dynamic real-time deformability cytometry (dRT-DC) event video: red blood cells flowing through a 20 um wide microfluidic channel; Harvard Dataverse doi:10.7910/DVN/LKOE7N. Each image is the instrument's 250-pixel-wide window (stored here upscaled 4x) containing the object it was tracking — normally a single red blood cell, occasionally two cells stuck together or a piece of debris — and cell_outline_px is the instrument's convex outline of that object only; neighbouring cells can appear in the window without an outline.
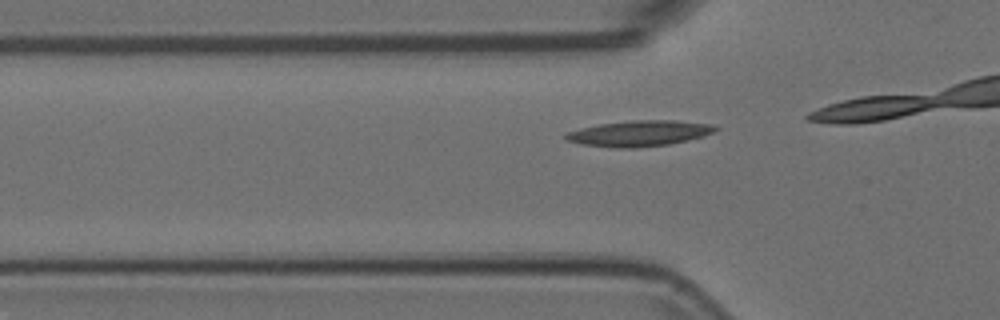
{"species": "Egyptian fruit bat (a non-hibernating species)", "species_latin": "Rousettus aegyptiacus", "temperature_condition": "room temperature", "stored_images_in_passage": 15, "camera_frame_rate_fps": 3000, "um_per_image_px": 0.085, "animal": {"sex": "female"}, "frame": {"image": 1, "passage_image": 12, "time_ms": 3.667, "image_size_px": [1000, 320], "cell_outline_px": [[720, 128], [704, 136], [668, 144], [636, 148], [616, 148], [580, 144], [568, 140], [564, 136], [568, 132], [580, 128], [600, 124], [632, 120], [676, 120], [712, 124]], "centroid_in_image_um": [54.35, 11.33], "position_along_channel_um": 71.4, "area_um2": 22.37}}